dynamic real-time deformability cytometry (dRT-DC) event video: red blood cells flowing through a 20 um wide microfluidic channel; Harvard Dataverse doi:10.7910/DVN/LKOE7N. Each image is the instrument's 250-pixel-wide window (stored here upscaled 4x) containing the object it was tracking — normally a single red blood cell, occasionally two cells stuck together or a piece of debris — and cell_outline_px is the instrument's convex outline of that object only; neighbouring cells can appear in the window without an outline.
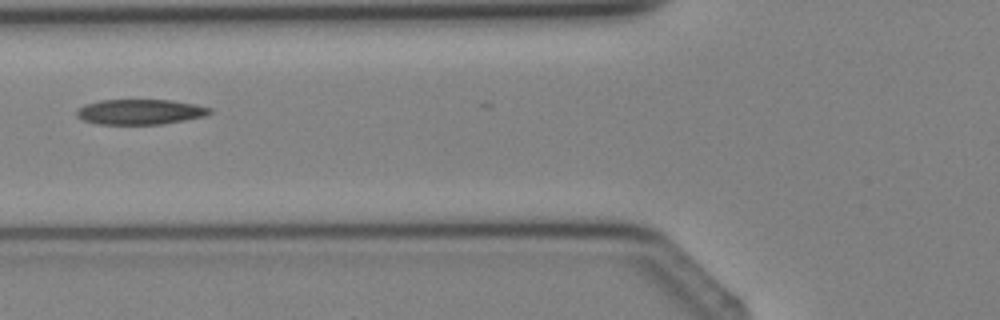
{"species": "Egyptian fruit bat (a non-hibernating species)", "species_latin": "Rousettus aegyptiacus", "temperature_condition": "cold", "stored_images_in_passage": 5, "camera_frame_rate_fps": 3000, "um_per_image_px": 0.085, "animal": {"sex": "female"}, "frame": {"image": 1, "passage_image": 5, "time_ms": 4.333, "image_size_px": [1000, 320], "cell_outline_px": [[212, 112], [204, 116], [164, 124], [100, 124], [84, 120], [76, 116], [76, 112], [84, 104], [100, 100], [172, 100], [196, 104], [212, 108]], "centroid_in_image_um": [11.93, 9.5], "position_along_channel_um": 113.9, "area_um2": 19.54}}